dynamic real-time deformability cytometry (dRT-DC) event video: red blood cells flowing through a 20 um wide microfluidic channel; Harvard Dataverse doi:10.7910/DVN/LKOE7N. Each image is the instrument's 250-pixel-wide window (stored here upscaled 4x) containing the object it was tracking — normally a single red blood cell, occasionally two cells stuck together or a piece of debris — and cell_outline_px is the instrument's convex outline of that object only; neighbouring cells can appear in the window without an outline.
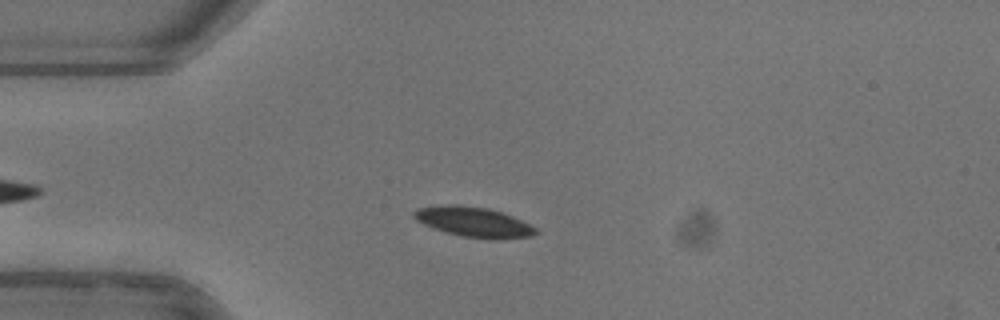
{"species": "common noctule bat (a hibernating species)", "species_latin": "Nyctalus noctula", "temperature_condition": "warm", "stored_images_in_passage": 37, "camera_frame_rate_fps": 3000, "um_per_image_px": 0.085, "animal": {"sex": "female"}, "frame": {"image": 1, "passage_image": 9, "time_ms": 2.667, "image_size_px": [1000, 320], "cell_outline_px": [[536, 232], [532, 236], [500, 240], [492, 240], [464, 236], [432, 228], [416, 220], [412, 216], [412, 212], [416, 208], [448, 204], [456, 204], [488, 208], [512, 216], [536, 228]], "centroid_in_image_um": [40.23, 18.87], "position_along_channel_um": 44.8, "area_um2": 21.27}}
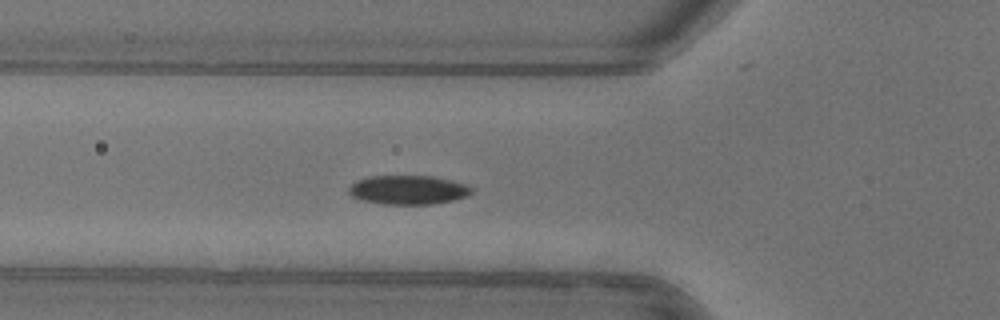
{"frame": {"image": 2, "passage_image": 14, "time_ms": 4.333, "image_size_px": [1000, 320], "cell_outline_px": [[472, 192], [468, 196], [456, 200], [432, 204], [380, 204], [360, 200], [352, 196], [348, 192], [348, 188], [356, 180], [372, 176], [432, 176], [464, 184], [472, 188]], "centroid_in_image_um": [34.67, 16.15], "position_along_channel_um": 91.1, "area_um2": 20.81}}
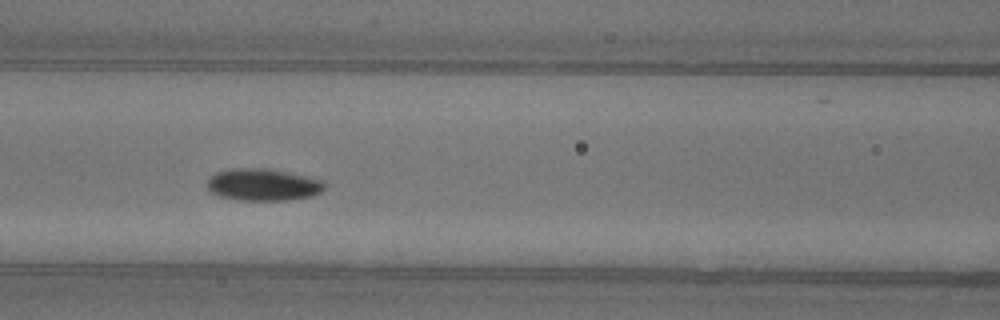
{"frame": {"image": 3, "passage_image": 18, "time_ms": 5.667, "image_size_px": [1000, 320], "cell_outline_px": [[324, 188], [320, 192], [308, 196], [288, 200], [236, 200], [220, 196], [212, 192], [208, 188], [208, 180], [216, 172], [228, 168], [268, 168], [324, 180]], "centroid_in_image_um": [22.33, 15.69], "position_along_channel_um": 144.3, "area_um2": 21.79}, "authors_computed_cell_mechanics": {"area_um2": 20.8658, "velocity_mm_per_s": 3.9423, "shape_relaxation_time_tau1_ms": 5.6214, "shape_relaxation_time_tau2_ms": null, "deformation_change_tau1": 0.1497, "deformation_change_tau2": null}}